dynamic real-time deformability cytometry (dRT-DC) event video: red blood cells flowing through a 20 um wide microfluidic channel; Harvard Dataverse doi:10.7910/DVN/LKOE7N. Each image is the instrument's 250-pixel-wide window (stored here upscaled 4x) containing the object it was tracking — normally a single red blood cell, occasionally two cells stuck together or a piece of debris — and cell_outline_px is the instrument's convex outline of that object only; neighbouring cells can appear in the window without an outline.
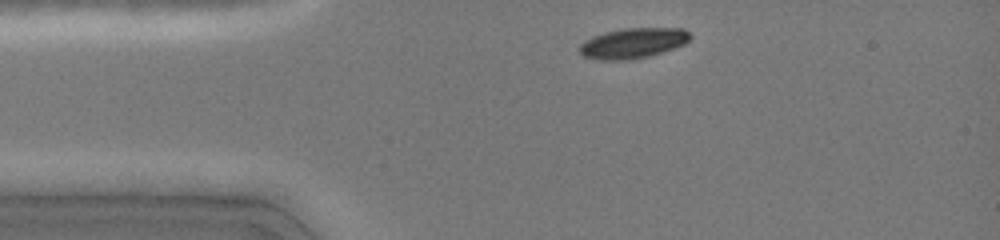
{"species": "common noctule bat (a hibernating species)", "species_latin": "Nyctalus noctula", "temperature_condition": "cold", "stored_images_in_passage": 34, "camera_frame_rate_fps": 3000, "um_per_image_px": 0.085, "animal": {"sex": "female", "body_mass_g": 19.0, "forearm_length_mm": 51.5}, "frame": {"image": 1, "passage_image": 2, "time_ms": 0.667, "image_size_px": [1000, 240], "cell_outline_px": [[692, 36], [684, 44], [648, 56], [632, 60], [600, 60], [584, 56], [580, 52], [580, 44], [584, 40], [592, 36], [604, 32], [624, 28], [684, 28]], "centroid_in_image_um": [53.78, 3.66], "position_along_channel_um": 31.2, "area_um2": 19.48}}
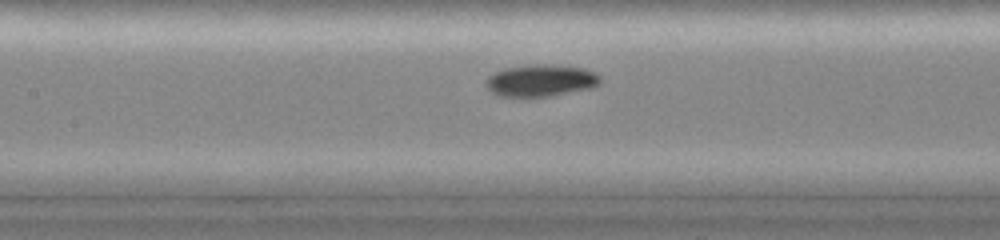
{"frame": {"image": 2, "passage_image": 14, "time_ms": 4.667, "image_size_px": [1000, 240], "cell_outline_px": [[600, 84], [592, 88], [552, 96], [496, 96], [484, 84], [488, 76], [496, 72], [508, 68], [536, 64], [548, 64], [580, 68], [592, 72], [600, 76]], "centroid_in_image_um": [45.96, 6.86], "position_along_channel_um": 161.4, "area_um2": 21.04}}
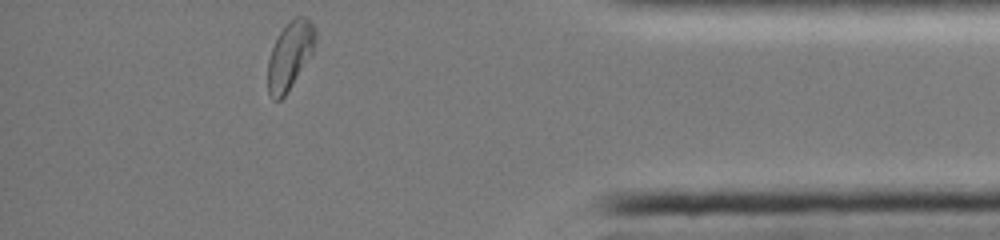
{"frame": {"image": 3, "passage_image": 34, "time_ms": 11.333, "image_size_px": [1000, 240], "cell_outline_px": [[316, 36], [312, 52], [284, 96], [280, 100], [272, 100], [268, 92], [268, 60], [272, 48], [280, 32], [296, 16], [304, 16], [312, 24], [316, 32]], "centroid_in_image_um": [24.62, 4.72], "position_along_channel_um": 410.6, "area_um2": 18.09}, "authors_computed_cell_mechanics": {"area_um2": 19.6231, "velocity_mm_per_s": 4.0954, "shape_relaxation_time_tau1_ms": 1.5123, "shape_relaxation_time_tau2_ms": null, "deformation_change_tau1": 0.0874, "deformation_change_tau2": null}}